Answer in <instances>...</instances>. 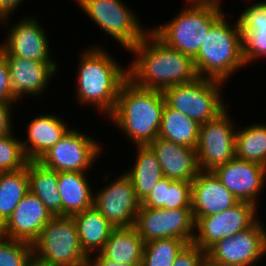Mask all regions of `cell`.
I'll return each instance as SVG.
<instances>
[{
	"label": "cell",
	"instance_id": "6da1fadb",
	"mask_svg": "<svg viewBox=\"0 0 266 266\" xmlns=\"http://www.w3.org/2000/svg\"><path fill=\"white\" fill-rule=\"evenodd\" d=\"M85 48L78 55L75 100L82 109L92 107L99 116L108 117L115 108L122 84L128 79V64H119L102 44Z\"/></svg>",
	"mask_w": 266,
	"mask_h": 266
},
{
	"label": "cell",
	"instance_id": "7a4b0ae2",
	"mask_svg": "<svg viewBox=\"0 0 266 266\" xmlns=\"http://www.w3.org/2000/svg\"><path fill=\"white\" fill-rule=\"evenodd\" d=\"M129 53L134 59L127 63L128 79L141 88L163 92L198 78L193 58L166 46L150 30Z\"/></svg>",
	"mask_w": 266,
	"mask_h": 266
},
{
	"label": "cell",
	"instance_id": "3957f363",
	"mask_svg": "<svg viewBox=\"0 0 266 266\" xmlns=\"http://www.w3.org/2000/svg\"><path fill=\"white\" fill-rule=\"evenodd\" d=\"M162 91L141 88L127 79L121 86L115 108L106 118L127 141L135 145H149L158 138L165 106Z\"/></svg>",
	"mask_w": 266,
	"mask_h": 266
},
{
	"label": "cell",
	"instance_id": "277c9868",
	"mask_svg": "<svg viewBox=\"0 0 266 266\" xmlns=\"http://www.w3.org/2000/svg\"><path fill=\"white\" fill-rule=\"evenodd\" d=\"M225 14L210 28L198 53L193 57L198 77L226 83L242 68L243 38L238 21L231 23ZM238 71V72H237Z\"/></svg>",
	"mask_w": 266,
	"mask_h": 266
},
{
	"label": "cell",
	"instance_id": "5b68a950",
	"mask_svg": "<svg viewBox=\"0 0 266 266\" xmlns=\"http://www.w3.org/2000/svg\"><path fill=\"white\" fill-rule=\"evenodd\" d=\"M185 4L174 18L148 27L166 46L193 58L210 28L225 14L224 5L199 1H185Z\"/></svg>",
	"mask_w": 266,
	"mask_h": 266
},
{
	"label": "cell",
	"instance_id": "8992f818",
	"mask_svg": "<svg viewBox=\"0 0 266 266\" xmlns=\"http://www.w3.org/2000/svg\"><path fill=\"white\" fill-rule=\"evenodd\" d=\"M32 246L37 266H86L88 255L81 247L72 217H53Z\"/></svg>",
	"mask_w": 266,
	"mask_h": 266
},
{
	"label": "cell",
	"instance_id": "52a82bcc",
	"mask_svg": "<svg viewBox=\"0 0 266 266\" xmlns=\"http://www.w3.org/2000/svg\"><path fill=\"white\" fill-rule=\"evenodd\" d=\"M226 83L198 77L194 81L174 85L163 91L166 104L199 125L215 119L227 107L223 99ZM227 103V104H226Z\"/></svg>",
	"mask_w": 266,
	"mask_h": 266
},
{
	"label": "cell",
	"instance_id": "ba28073f",
	"mask_svg": "<svg viewBox=\"0 0 266 266\" xmlns=\"http://www.w3.org/2000/svg\"><path fill=\"white\" fill-rule=\"evenodd\" d=\"M105 36L112 37L129 52L149 31L135 9L123 0H73ZM147 27V28H146Z\"/></svg>",
	"mask_w": 266,
	"mask_h": 266
},
{
	"label": "cell",
	"instance_id": "9c48e42d",
	"mask_svg": "<svg viewBox=\"0 0 266 266\" xmlns=\"http://www.w3.org/2000/svg\"><path fill=\"white\" fill-rule=\"evenodd\" d=\"M102 144L103 142L100 143L94 136L72 126L38 161L56 172L88 173L93 171L97 159H100V155L105 151Z\"/></svg>",
	"mask_w": 266,
	"mask_h": 266
},
{
	"label": "cell",
	"instance_id": "30bf717a",
	"mask_svg": "<svg viewBox=\"0 0 266 266\" xmlns=\"http://www.w3.org/2000/svg\"><path fill=\"white\" fill-rule=\"evenodd\" d=\"M228 107L199 127L196 146L199 170L214 171L235 157L236 119Z\"/></svg>",
	"mask_w": 266,
	"mask_h": 266
},
{
	"label": "cell",
	"instance_id": "8fae6325",
	"mask_svg": "<svg viewBox=\"0 0 266 266\" xmlns=\"http://www.w3.org/2000/svg\"><path fill=\"white\" fill-rule=\"evenodd\" d=\"M265 256L266 225L260 218L248 229L218 241L206 252V259L219 266H258Z\"/></svg>",
	"mask_w": 266,
	"mask_h": 266
},
{
	"label": "cell",
	"instance_id": "7c38bea8",
	"mask_svg": "<svg viewBox=\"0 0 266 266\" xmlns=\"http://www.w3.org/2000/svg\"><path fill=\"white\" fill-rule=\"evenodd\" d=\"M13 16L0 19V26L7 28L0 46L11 56H20L40 62H56L50 48L51 42L38 17L26 15L11 23ZM6 25V26H5ZM52 56V57H51Z\"/></svg>",
	"mask_w": 266,
	"mask_h": 266
},
{
	"label": "cell",
	"instance_id": "4fadbf2b",
	"mask_svg": "<svg viewBox=\"0 0 266 266\" xmlns=\"http://www.w3.org/2000/svg\"><path fill=\"white\" fill-rule=\"evenodd\" d=\"M102 180L106 183L94 190V206L114 228L134 226L141 202L136 197L131 179L122 171L115 178L107 172Z\"/></svg>",
	"mask_w": 266,
	"mask_h": 266
},
{
	"label": "cell",
	"instance_id": "5bb4252c",
	"mask_svg": "<svg viewBox=\"0 0 266 266\" xmlns=\"http://www.w3.org/2000/svg\"><path fill=\"white\" fill-rule=\"evenodd\" d=\"M192 208L153 209L140 206L134 227L144 243L162 238H178L187 244L195 237Z\"/></svg>",
	"mask_w": 266,
	"mask_h": 266
},
{
	"label": "cell",
	"instance_id": "9a60e30c",
	"mask_svg": "<svg viewBox=\"0 0 266 266\" xmlns=\"http://www.w3.org/2000/svg\"><path fill=\"white\" fill-rule=\"evenodd\" d=\"M258 209L252 203L239 201L220 213L200 217L195 223L193 243L207 252L218 241L248 229L262 218Z\"/></svg>",
	"mask_w": 266,
	"mask_h": 266
},
{
	"label": "cell",
	"instance_id": "2e32d148",
	"mask_svg": "<svg viewBox=\"0 0 266 266\" xmlns=\"http://www.w3.org/2000/svg\"><path fill=\"white\" fill-rule=\"evenodd\" d=\"M10 71V86L13 95L21 103L25 97L37 98L47 94L51 83L59 73V62H40L9 55L1 46Z\"/></svg>",
	"mask_w": 266,
	"mask_h": 266
},
{
	"label": "cell",
	"instance_id": "e0dca14e",
	"mask_svg": "<svg viewBox=\"0 0 266 266\" xmlns=\"http://www.w3.org/2000/svg\"><path fill=\"white\" fill-rule=\"evenodd\" d=\"M213 172L238 201L259 206L258 200L266 188L265 166L234 157Z\"/></svg>",
	"mask_w": 266,
	"mask_h": 266
},
{
	"label": "cell",
	"instance_id": "ac0fdd59",
	"mask_svg": "<svg viewBox=\"0 0 266 266\" xmlns=\"http://www.w3.org/2000/svg\"><path fill=\"white\" fill-rule=\"evenodd\" d=\"M52 218L42 201L29 191L0 227V235L33 244Z\"/></svg>",
	"mask_w": 266,
	"mask_h": 266
},
{
	"label": "cell",
	"instance_id": "d6986e66",
	"mask_svg": "<svg viewBox=\"0 0 266 266\" xmlns=\"http://www.w3.org/2000/svg\"><path fill=\"white\" fill-rule=\"evenodd\" d=\"M191 208L195 222L204 216L227 210L239 201L213 171H199L191 182Z\"/></svg>",
	"mask_w": 266,
	"mask_h": 266
},
{
	"label": "cell",
	"instance_id": "ffe728a7",
	"mask_svg": "<svg viewBox=\"0 0 266 266\" xmlns=\"http://www.w3.org/2000/svg\"><path fill=\"white\" fill-rule=\"evenodd\" d=\"M28 122L25 128L26 138L21 139L22 149L28 161H38L70 129L67 121L61 115L38 114Z\"/></svg>",
	"mask_w": 266,
	"mask_h": 266
},
{
	"label": "cell",
	"instance_id": "44dd1931",
	"mask_svg": "<svg viewBox=\"0 0 266 266\" xmlns=\"http://www.w3.org/2000/svg\"><path fill=\"white\" fill-rule=\"evenodd\" d=\"M254 1L249 0V5L237 17L243 38V56L248 67L252 62L255 64L257 60L264 61L266 58V0Z\"/></svg>",
	"mask_w": 266,
	"mask_h": 266
},
{
	"label": "cell",
	"instance_id": "7402d4cb",
	"mask_svg": "<svg viewBox=\"0 0 266 266\" xmlns=\"http://www.w3.org/2000/svg\"><path fill=\"white\" fill-rule=\"evenodd\" d=\"M149 146L155 152L164 177L192 182L199 173L196 149L160 137Z\"/></svg>",
	"mask_w": 266,
	"mask_h": 266
},
{
	"label": "cell",
	"instance_id": "603a6c76",
	"mask_svg": "<svg viewBox=\"0 0 266 266\" xmlns=\"http://www.w3.org/2000/svg\"><path fill=\"white\" fill-rule=\"evenodd\" d=\"M90 173L58 172V192L62 201V216L72 217L94 205V186ZM89 176V178H87ZM92 184V185H91Z\"/></svg>",
	"mask_w": 266,
	"mask_h": 266
},
{
	"label": "cell",
	"instance_id": "cb8c5ba5",
	"mask_svg": "<svg viewBox=\"0 0 266 266\" xmlns=\"http://www.w3.org/2000/svg\"><path fill=\"white\" fill-rule=\"evenodd\" d=\"M134 147L135 162L124 173L131 179L136 197L142 203L164 175L156 154L149 145Z\"/></svg>",
	"mask_w": 266,
	"mask_h": 266
},
{
	"label": "cell",
	"instance_id": "d4e9b609",
	"mask_svg": "<svg viewBox=\"0 0 266 266\" xmlns=\"http://www.w3.org/2000/svg\"><path fill=\"white\" fill-rule=\"evenodd\" d=\"M72 218L76 223L84 252L88 256L99 253L114 229L112 224L94 205L73 215Z\"/></svg>",
	"mask_w": 266,
	"mask_h": 266
},
{
	"label": "cell",
	"instance_id": "484cf974",
	"mask_svg": "<svg viewBox=\"0 0 266 266\" xmlns=\"http://www.w3.org/2000/svg\"><path fill=\"white\" fill-rule=\"evenodd\" d=\"M144 242L134 226L114 228L100 253L107 259L141 265Z\"/></svg>",
	"mask_w": 266,
	"mask_h": 266
},
{
	"label": "cell",
	"instance_id": "4316f807",
	"mask_svg": "<svg viewBox=\"0 0 266 266\" xmlns=\"http://www.w3.org/2000/svg\"><path fill=\"white\" fill-rule=\"evenodd\" d=\"M29 191L36 195L53 217L62 216V201L58 192V172L44 167L39 161L26 164Z\"/></svg>",
	"mask_w": 266,
	"mask_h": 266
},
{
	"label": "cell",
	"instance_id": "83f0119b",
	"mask_svg": "<svg viewBox=\"0 0 266 266\" xmlns=\"http://www.w3.org/2000/svg\"><path fill=\"white\" fill-rule=\"evenodd\" d=\"M191 182L163 177L141 203L153 209L191 208Z\"/></svg>",
	"mask_w": 266,
	"mask_h": 266
},
{
	"label": "cell",
	"instance_id": "f1b7e54d",
	"mask_svg": "<svg viewBox=\"0 0 266 266\" xmlns=\"http://www.w3.org/2000/svg\"><path fill=\"white\" fill-rule=\"evenodd\" d=\"M200 125L180 111L163 108L158 137L176 144L196 148Z\"/></svg>",
	"mask_w": 266,
	"mask_h": 266
},
{
	"label": "cell",
	"instance_id": "f546056e",
	"mask_svg": "<svg viewBox=\"0 0 266 266\" xmlns=\"http://www.w3.org/2000/svg\"><path fill=\"white\" fill-rule=\"evenodd\" d=\"M235 157L266 167V123L237 127L235 135Z\"/></svg>",
	"mask_w": 266,
	"mask_h": 266
},
{
	"label": "cell",
	"instance_id": "4dcf8cb0",
	"mask_svg": "<svg viewBox=\"0 0 266 266\" xmlns=\"http://www.w3.org/2000/svg\"><path fill=\"white\" fill-rule=\"evenodd\" d=\"M28 192L27 167L13 172H0V227Z\"/></svg>",
	"mask_w": 266,
	"mask_h": 266
},
{
	"label": "cell",
	"instance_id": "1f68e13d",
	"mask_svg": "<svg viewBox=\"0 0 266 266\" xmlns=\"http://www.w3.org/2000/svg\"><path fill=\"white\" fill-rule=\"evenodd\" d=\"M187 243L178 238L155 239L144 243L141 266H172Z\"/></svg>",
	"mask_w": 266,
	"mask_h": 266
},
{
	"label": "cell",
	"instance_id": "d6a6232c",
	"mask_svg": "<svg viewBox=\"0 0 266 266\" xmlns=\"http://www.w3.org/2000/svg\"><path fill=\"white\" fill-rule=\"evenodd\" d=\"M0 136V172H13L26 167L28 159L22 149L21 137L14 135Z\"/></svg>",
	"mask_w": 266,
	"mask_h": 266
},
{
	"label": "cell",
	"instance_id": "836d02e7",
	"mask_svg": "<svg viewBox=\"0 0 266 266\" xmlns=\"http://www.w3.org/2000/svg\"><path fill=\"white\" fill-rule=\"evenodd\" d=\"M32 264H34L32 244L0 235V266H31Z\"/></svg>",
	"mask_w": 266,
	"mask_h": 266
},
{
	"label": "cell",
	"instance_id": "e575fe53",
	"mask_svg": "<svg viewBox=\"0 0 266 266\" xmlns=\"http://www.w3.org/2000/svg\"><path fill=\"white\" fill-rule=\"evenodd\" d=\"M206 252L194 243L186 244L176 256L172 266H202Z\"/></svg>",
	"mask_w": 266,
	"mask_h": 266
},
{
	"label": "cell",
	"instance_id": "d590c367",
	"mask_svg": "<svg viewBox=\"0 0 266 266\" xmlns=\"http://www.w3.org/2000/svg\"><path fill=\"white\" fill-rule=\"evenodd\" d=\"M0 102L19 103L10 86V71L5 54L0 50Z\"/></svg>",
	"mask_w": 266,
	"mask_h": 266
},
{
	"label": "cell",
	"instance_id": "8d00e7d4",
	"mask_svg": "<svg viewBox=\"0 0 266 266\" xmlns=\"http://www.w3.org/2000/svg\"><path fill=\"white\" fill-rule=\"evenodd\" d=\"M19 103H6V102H0V136H5L12 134L15 128H13L15 125V121L13 122V117L16 116L13 114L14 105Z\"/></svg>",
	"mask_w": 266,
	"mask_h": 266
},
{
	"label": "cell",
	"instance_id": "74e56055",
	"mask_svg": "<svg viewBox=\"0 0 266 266\" xmlns=\"http://www.w3.org/2000/svg\"><path fill=\"white\" fill-rule=\"evenodd\" d=\"M86 266H141V265H128L121 262H115L105 258L100 252L89 255L86 261Z\"/></svg>",
	"mask_w": 266,
	"mask_h": 266
},
{
	"label": "cell",
	"instance_id": "f35d334b",
	"mask_svg": "<svg viewBox=\"0 0 266 266\" xmlns=\"http://www.w3.org/2000/svg\"><path fill=\"white\" fill-rule=\"evenodd\" d=\"M25 0H0V19L8 17V16H14V12H16V9L20 8V5Z\"/></svg>",
	"mask_w": 266,
	"mask_h": 266
},
{
	"label": "cell",
	"instance_id": "ab89813d",
	"mask_svg": "<svg viewBox=\"0 0 266 266\" xmlns=\"http://www.w3.org/2000/svg\"><path fill=\"white\" fill-rule=\"evenodd\" d=\"M185 1L216 2L222 4L223 0H185Z\"/></svg>",
	"mask_w": 266,
	"mask_h": 266
},
{
	"label": "cell",
	"instance_id": "60d3db41",
	"mask_svg": "<svg viewBox=\"0 0 266 266\" xmlns=\"http://www.w3.org/2000/svg\"><path fill=\"white\" fill-rule=\"evenodd\" d=\"M202 266H219L216 264L211 263L208 259H206L203 263Z\"/></svg>",
	"mask_w": 266,
	"mask_h": 266
}]
</instances>
